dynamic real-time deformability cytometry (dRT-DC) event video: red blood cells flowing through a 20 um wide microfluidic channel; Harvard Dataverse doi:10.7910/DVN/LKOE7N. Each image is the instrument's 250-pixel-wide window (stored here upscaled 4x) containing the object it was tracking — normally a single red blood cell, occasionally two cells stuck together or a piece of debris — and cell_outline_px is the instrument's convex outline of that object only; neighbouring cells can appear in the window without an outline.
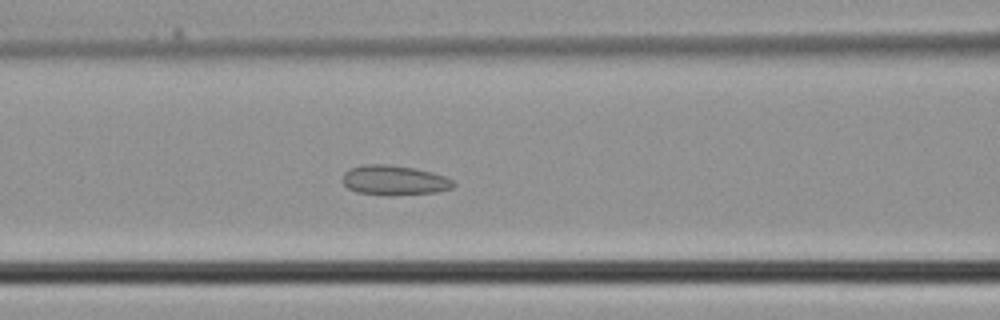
{"species": "common noctule bat (a hibernating species)", "species_latin": "Nyctalus noctula", "temperature_condition": "cold", "stored_images_in_passage": 40, "camera_frame_rate_fps": 3000, "um_per_image_px": 0.085, "animal": {"sex": "male", "body_mass_g": 21.5, "forearm_length_mm": 52.0}, "frame": {"image": 1, "passage_image": 17, "time_ms": 5.333, "image_size_px": [1000, 320], "cell_outline_px": [[456, 184], [452, 188], [436, 192], [392, 196], [388, 196], [356, 192], [348, 188], [344, 184], [344, 172], [348, 168], [360, 164], [388, 164], [416, 168], [432, 172], [444, 176], [452, 180]], "centroid_in_image_um": [33.5, 15.32], "position_along_channel_um": 133.1, "area_um2": 19.54}}
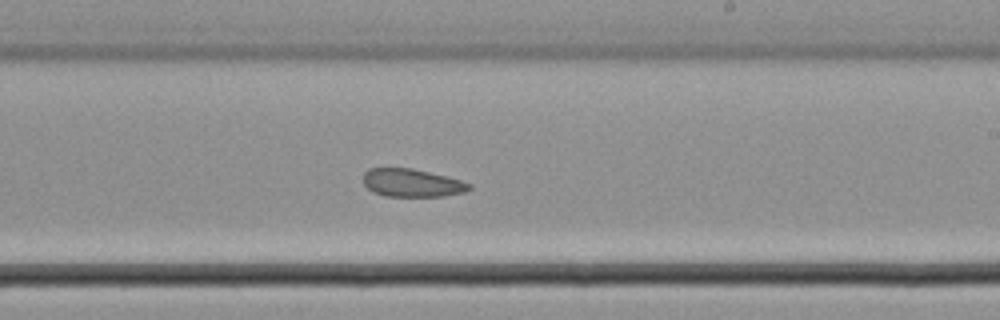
{"frame": {"image": 2, "passage_image": 24, "time_ms": 7.667, "image_size_px": [1000, 320], "cell_outline_px": [[472, 188], [468, 192], [444, 196], [384, 196], [372, 192], [364, 184], [364, 172], [368, 168], [412, 168], [460, 180], [472, 184]], "centroid_in_image_um": [35.03, 15.55], "position_along_channel_um": 254.0, "area_um2": 17.34}}
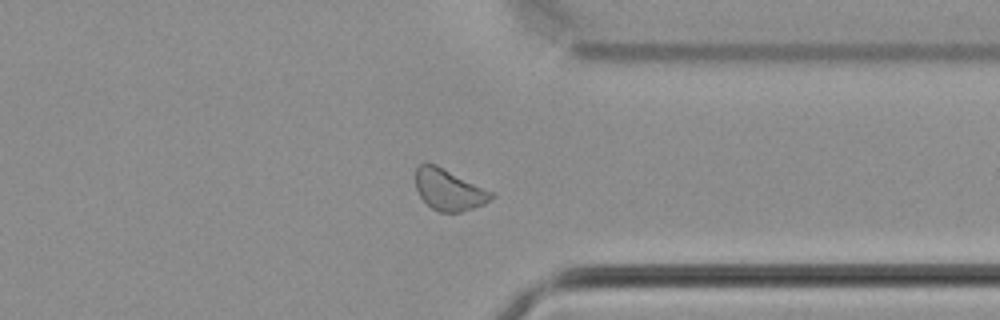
{"frame": {"image": 3, "passage_image": 31, "time_ms": 10.0, "image_size_px": [1000, 320], "cell_outline_px": [[496, 196], [484, 204], [460, 212], [440, 212], [432, 208], [420, 196], [416, 188], [416, 168], [420, 164], [436, 164], [496, 192]], "centroid_in_image_um": [38.21, 16.12], "position_along_channel_um": 373.2, "area_um2": 18.32}}